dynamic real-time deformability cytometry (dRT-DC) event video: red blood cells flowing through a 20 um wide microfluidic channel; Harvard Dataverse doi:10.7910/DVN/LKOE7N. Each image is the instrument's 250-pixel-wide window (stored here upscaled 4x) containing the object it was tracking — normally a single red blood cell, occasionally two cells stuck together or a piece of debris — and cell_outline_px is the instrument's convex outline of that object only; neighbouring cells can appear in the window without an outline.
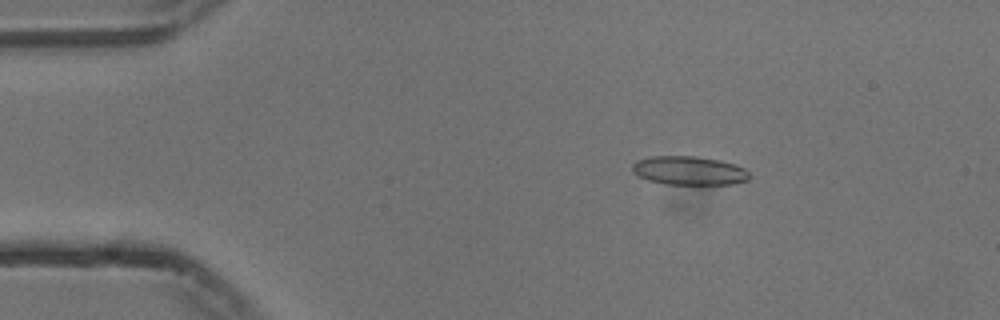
{"species": "common noctule bat (a hibernating species)", "species_latin": "Nyctalus noctula", "temperature_condition": "cold", "stored_images_in_passage": 54, "camera_frame_rate_fps": 3000, "um_per_image_px": 0.085, "animal": {"sex": "male", "body_mass_g": 13.3}, "frame": {"image": 1, "passage_image": 8, "time_ms": 2.333, "image_size_px": [1000, 320], "cell_outline_px": [[752, 176], [748, 180], [732, 184], [668, 184], [648, 180], [632, 172], [632, 164], [636, 160], [648, 156], [696, 156], [720, 160], [736, 164], [744, 168]], "centroid_in_image_um": [58.58, 14.49], "position_along_channel_um": 26.4, "area_um2": 19.77}}
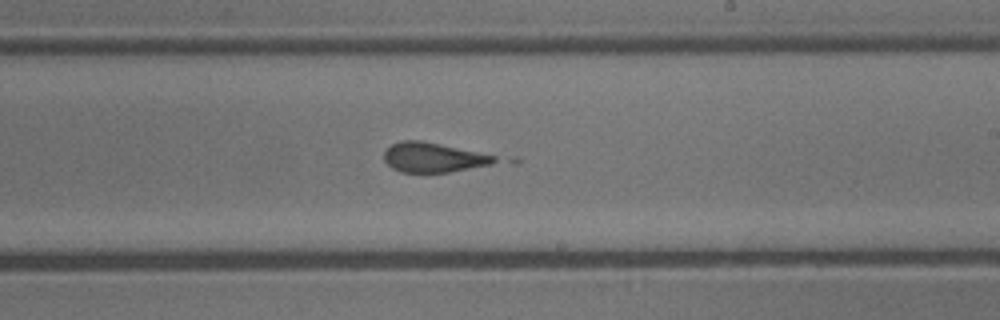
{"frame": {"image": 2, "passage_image": 31, "time_ms": 10.0, "image_size_px": [1000, 320], "cell_outline_px": [[520, 164], [448, 172], [400, 172], [392, 168], [384, 160], [384, 152], [392, 144], [404, 140], [420, 140], [516, 156], [520, 160]], "centroid_in_image_um": [37.54, 13.4], "position_along_channel_um": 251.5, "area_um2": 22.08}}
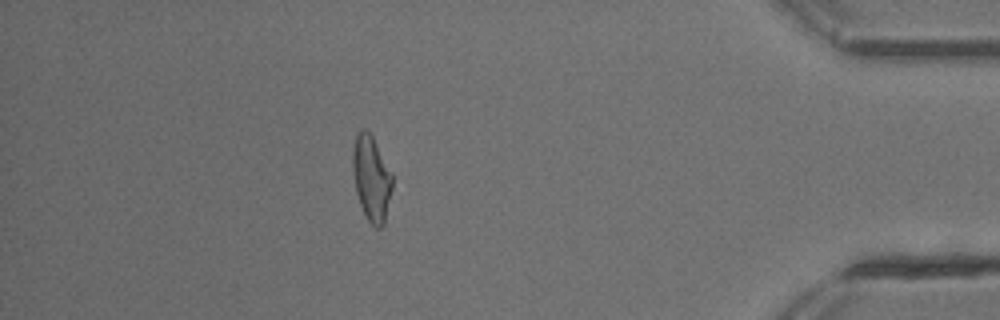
{"frame": {"image": 3, "passage_image": 47, "time_ms": 15.333, "image_size_px": [1000, 320], "cell_outline_px": [[392, 188], [384, 224], [380, 228], [376, 228], [368, 220], [360, 204], [356, 192], [352, 168], [352, 148], [356, 136], [364, 128], [372, 136], [392, 172]], "centroid_in_image_um": [31.57, 15.16], "position_along_channel_um": 403.6, "area_um2": 19.54}}